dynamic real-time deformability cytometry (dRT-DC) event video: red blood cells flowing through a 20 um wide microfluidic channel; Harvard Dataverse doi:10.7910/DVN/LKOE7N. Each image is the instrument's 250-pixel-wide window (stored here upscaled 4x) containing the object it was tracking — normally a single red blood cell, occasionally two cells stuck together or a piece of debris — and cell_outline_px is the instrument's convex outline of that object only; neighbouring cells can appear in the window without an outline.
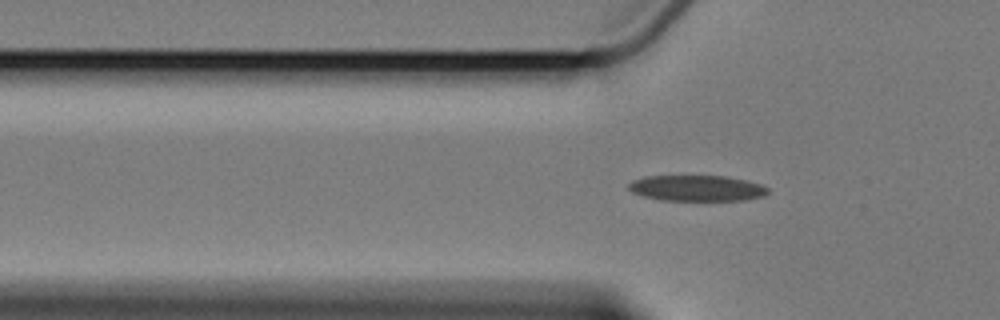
{"species": "Egyptian fruit bat (a non-hibernating species)", "species_latin": "Rousettus aegyptiacus", "temperature_condition": "cold", "stored_images_in_passage": 6, "segment_of_instrument_passage": [2, 2], "camera_frame_rate_fps": 3000, "um_per_image_px": 0.085, "animal": {"sex": "female"}, "frame": {"image": 1, "passage_image": 6, "time_ms": 6.667, "image_size_px": [1000, 320], "cell_outline_px": [[768, 192], [764, 196], [744, 200], [660, 200], [644, 196], [632, 192], [628, 188], [628, 184], [632, 180], [644, 176], [724, 176], [744, 180], [760, 184], [768, 188]], "centroid_in_image_um": [59.2, 15.99], "position_along_channel_um": 66.6, "area_um2": 20.87}}